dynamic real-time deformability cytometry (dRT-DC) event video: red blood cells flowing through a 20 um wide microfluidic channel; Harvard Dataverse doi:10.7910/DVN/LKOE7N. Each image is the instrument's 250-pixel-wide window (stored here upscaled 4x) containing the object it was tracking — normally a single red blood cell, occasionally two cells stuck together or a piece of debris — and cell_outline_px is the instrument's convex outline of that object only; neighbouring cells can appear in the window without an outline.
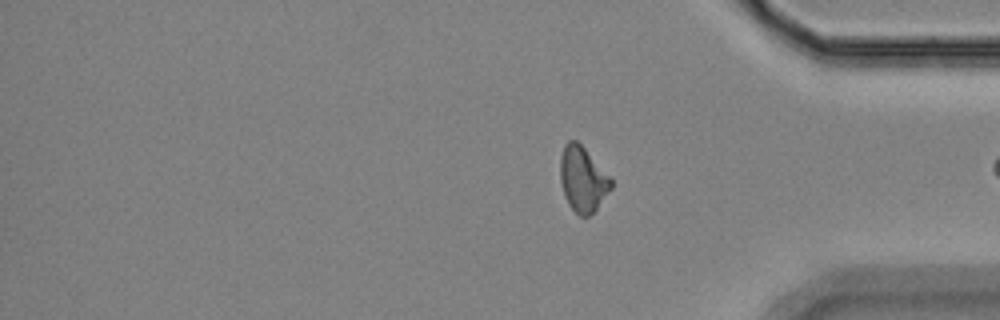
{"species": "Egyptian fruit bat (a non-hibernating species)", "species_latin": "Rousettus aegyptiacus", "temperature_condition": "room temperature", "stored_images_in_passage": 16, "segment_of_instrument_passage": [2, 2], "camera_frame_rate_fps": 3000, "um_per_image_px": 0.085, "animal": {"sex": "female"}, "frame": {"image": 1, "passage_image": 16, "time_ms": 5.0, "image_size_px": [1000, 320], "cell_outline_px": [[612, 188], [596, 208], [588, 216], [580, 216], [568, 204], [564, 196], [560, 180], [560, 156], [564, 144], [568, 140], [576, 140], [584, 148], [612, 180]], "centroid_in_image_um": [49.5, 15.22], "position_along_channel_um": 385.7, "area_um2": 19.02}}